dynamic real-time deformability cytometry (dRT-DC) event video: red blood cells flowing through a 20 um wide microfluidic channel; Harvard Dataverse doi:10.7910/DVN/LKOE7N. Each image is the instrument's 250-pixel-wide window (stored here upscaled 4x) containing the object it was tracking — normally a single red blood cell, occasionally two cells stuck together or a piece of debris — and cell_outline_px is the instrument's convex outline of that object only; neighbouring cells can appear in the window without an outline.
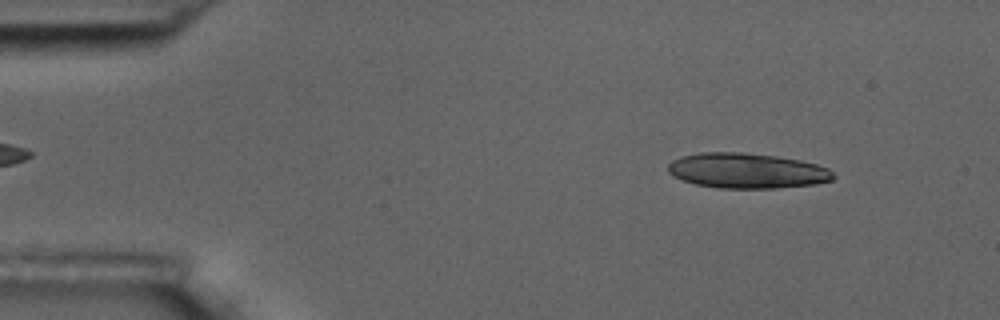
{"species": "common noctule bat (a hibernating species)", "species_latin": "Nyctalus noctula", "temperature_condition": "room temperature", "stored_images_in_passage": 54, "camera_frame_rate_fps": 3000, "um_per_image_px": 0.085, "animal": {"sex": "male", "body_mass_g": 17.5, "forearm_length_mm": 52.3}, "frame": {"image": 1, "passage_image": 6, "time_ms": 1.667, "image_size_px": [1000, 320], "cell_outline_px": [[836, 176], [832, 180], [816, 184], [776, 188], [720, 188], [696, 184], [672, 176], [668, 172], [668, 164], [672, 160], [680, 156], [700, 152], [744, 152], [776, 156], [800, 160], [816, 164], [828, 168]], "centroid_in_image_um": [63.48, 14.5], "position_along_channel_um": 21.5, "area_um2": 34.04}}
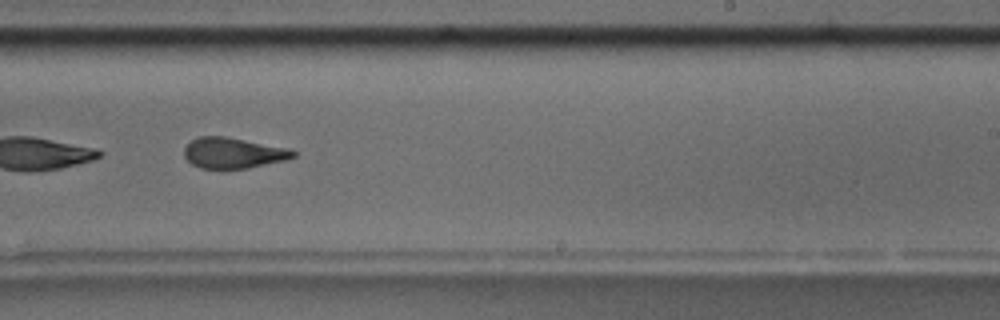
{"frame": {"image": 2, "passage_image": 34, "time_ms": 11.0, "image_size_px": [1000, 320], "cell_outline_px": [[296, 156], [284, 160], [248, 168], [200, 168], [192, 164], [184, 156], [184, 148], [192, 140], [200, 136], [224, 136], [288, 148], [296, 152]], "centroid_in_image_um": [19.81, 13.0], "position_along_channel_um": 269.2, "area_um2": 19.25}, "authors_computed_cell_mechanics": {"area_um2": 21.4149, "velocity_mm_per_s": 3.6198, "shape_relaxation_time_tau1_ms": 11.3256, "shape_relaxation_time_tau2_ms": 1.8812, "deformation_change_tau1": 0.2578, "deformation_change_tau2": 0.0982}}